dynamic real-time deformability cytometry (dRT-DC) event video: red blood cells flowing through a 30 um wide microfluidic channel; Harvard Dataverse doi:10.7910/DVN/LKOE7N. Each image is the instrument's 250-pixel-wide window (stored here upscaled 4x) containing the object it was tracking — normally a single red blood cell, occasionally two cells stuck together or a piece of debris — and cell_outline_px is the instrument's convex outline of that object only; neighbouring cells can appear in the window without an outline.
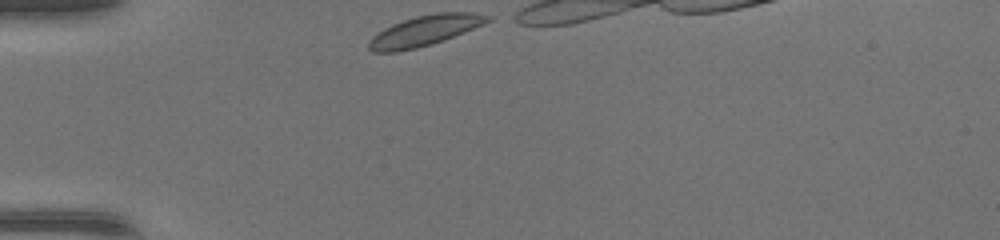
{"species": "common noctule bat (a hibernating species)", "species_latin": "Nyctalus noctula", "temperature_condition": "warm", "stored_images_in_passage": 9, "camera_frame_rate_fps": 3000, "um_per_image_px": 0.085, "animal": {"sex": "female", "body_mass_g": 17.0, "forearm_length_mm": 48.0}, "frame": {"image": 1, "passage_image": 1, "time_ms": 0.0, "image_size_px": [1000, 240], "cell_outline_px": [[492, 20], [484, 24], [444, 40], [432, 44], [416, 48], [396, 52], [372, 52], [368, 48], [368, 40], [372, 36], [384, 28], [392, 24], [416, 16], [436, 12], [472, 12], [492, 16]], "centroid_in_image_um": [36.1, 2.6], "position_along_channel_um": 48.9, "area_um2": 21.15}}
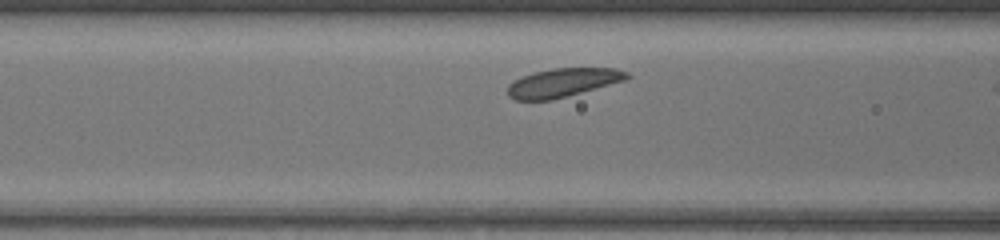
{"frame": {"image": 2, "passage_image": 8, "time_ms": 2.333, "image_size_px": [1000, 240], "cell_outline_px": [[632, 76], [628, 80], [568, 96], [552, 100], [516, 100], [508, 96], [508, 84], [512, 80], [520, 76], [532, 72], [552, 68], [616, 68], [628, 72]], "centroid_in_image_um": [47.86, 7.01], "position_along_channel_um": 118.7, "area_um2": 20.35}}